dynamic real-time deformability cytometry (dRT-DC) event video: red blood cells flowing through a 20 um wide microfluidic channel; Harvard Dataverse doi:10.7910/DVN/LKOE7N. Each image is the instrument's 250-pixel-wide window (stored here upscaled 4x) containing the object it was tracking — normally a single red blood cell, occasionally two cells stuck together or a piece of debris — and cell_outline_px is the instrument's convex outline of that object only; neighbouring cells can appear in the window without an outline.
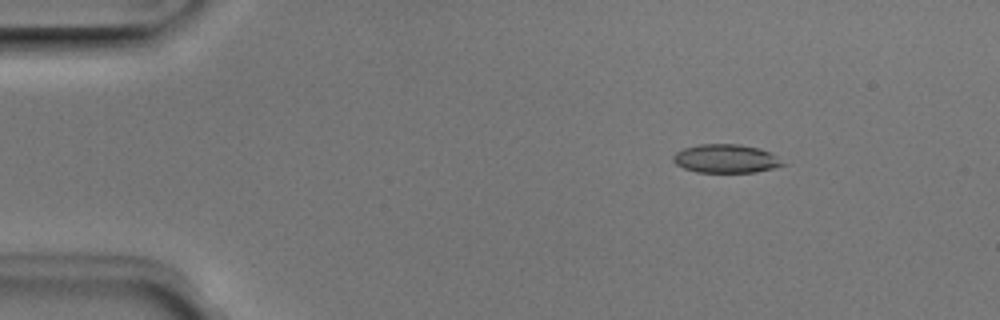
{"species": "Egyptian fruit bat (a non-hibernating species)", "species_latin": "Rousettus aegyptiacus", "temperature_condition": "room temperature", "stored_images_in_passage": 2, "camera_frame_rate_fps": 3000, "um_per_image_px": 0.085, "animal": {"sex": "male"}, "frame": {"image": 1, "passage_image": 1, "time_ms": 0.0, "image_size_px": [1000, 320], "cell_outline_px": [[784, 164], [772, 168], [756, 172], [696, 172], [684, 168], [676, 164], [672, 160], [672, 156], [676, 152], [684, 148], [700, 144], [740, 144], [760, 148], [772, 152]], "centroid_in_image_um": [61.68, 13.47], "position_along_channel_um": 23.3, "area_um2": 18.21}}